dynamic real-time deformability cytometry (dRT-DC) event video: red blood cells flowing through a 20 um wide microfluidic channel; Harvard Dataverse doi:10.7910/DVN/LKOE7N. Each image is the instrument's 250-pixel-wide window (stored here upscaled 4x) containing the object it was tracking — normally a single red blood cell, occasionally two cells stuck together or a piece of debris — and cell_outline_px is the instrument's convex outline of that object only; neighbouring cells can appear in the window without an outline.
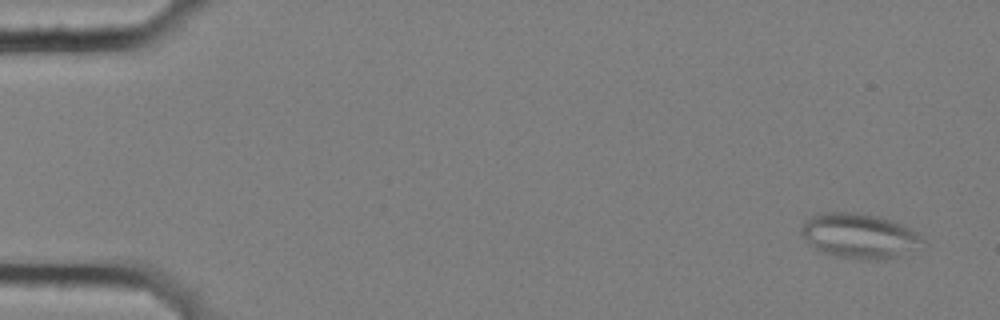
{"species": "common noctule bat (a hibernating species)", "species_latin": "Nyctalus noctula", "temperature_condition": "cold", "stored_images_in_passage": 5, "camera_frame_rate_fps": 3000, "um_per_image_px": 0.085, "animal": {"sex": "female", "body_mass_g": 25.1}, "frame": {"image": 1, "passage_image": 1, "time_ms": 0.0, "image_size_px": [1000, 320], "cell_outline_px": [[924, 240], [900, 256], [880, 260], [860, 260], [832, 256], [820, 252], [812, 248], [804, 236], [800, 228], [804, 220], [816, 212], [852, 212], [876, 216], [904, 224], [924, 236]], "centroid_in_image_um": [72.98, 20.05], "position_along_channel_um": 12.0, "area_um2": 32.02}}